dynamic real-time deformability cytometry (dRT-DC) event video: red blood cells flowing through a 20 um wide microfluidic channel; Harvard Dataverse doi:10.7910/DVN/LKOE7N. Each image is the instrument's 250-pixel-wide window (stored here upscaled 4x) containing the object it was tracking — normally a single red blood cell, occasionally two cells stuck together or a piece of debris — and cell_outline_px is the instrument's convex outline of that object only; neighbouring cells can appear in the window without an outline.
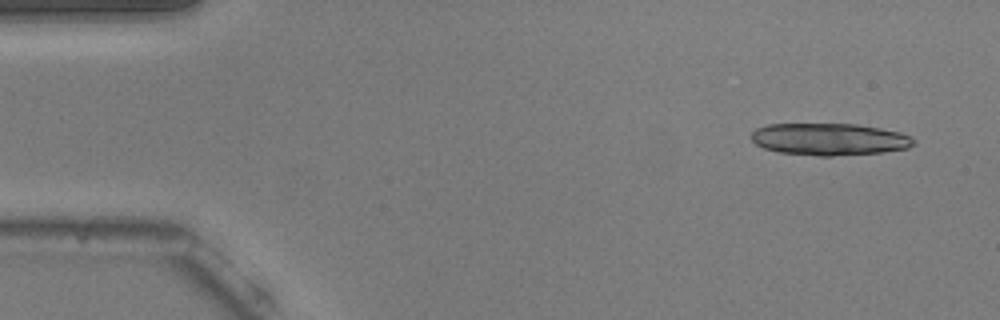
{"species": "common noctule bat (a hibernating species)", "species_latin": "Nyctalus noctula", "temperature_condition": "warm", "stored_images_in_passage": 18, "camera_frame_rate_fps": 3000, "um_per_image_px": 0.085, "animal": {"sex": "male", "body_mass_g": 20.5, "forearm_length_mm": 52.5}, "frame": {"image": 1, "passage_image": 3, "time_ms": 0.667, "image_size_px": [1000, 320], "cell_outline_px": [[916, 144], [908, 148], [884, 152], [832, 156], [820, 156], [780, 152], [764, 148], [756, 144], [748, 136], [756, 128], [768, 124], [856, 124], [880, 128], [900, 132], [912, 136], [916, 140]], "centroid_in_image_um": [70.52, 11.83], "position_along_channel_um": 14.5, "area_um2": 30.58}}
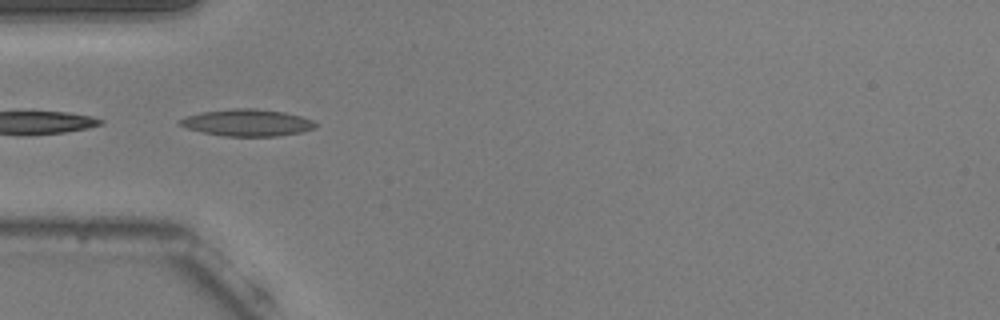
{"frame": {"image": 2, "passage_image": 16, "time_ms": 5.0, "image_size_px": [1000, 320], "cell_outline_px": [[316, 128], [300, 132], [276, 136], [224, 136], [204, 132], [188, 128], [176, 124], [176, 120], [200, 112], [232, 108], [256, 108], [284, 112], [300, 116], [312, 120], [316, 124]], "centroid_in_image_um": [20.98, 10.42], "position_along_channel_um": 64.0, "area_um2": 21.21}}